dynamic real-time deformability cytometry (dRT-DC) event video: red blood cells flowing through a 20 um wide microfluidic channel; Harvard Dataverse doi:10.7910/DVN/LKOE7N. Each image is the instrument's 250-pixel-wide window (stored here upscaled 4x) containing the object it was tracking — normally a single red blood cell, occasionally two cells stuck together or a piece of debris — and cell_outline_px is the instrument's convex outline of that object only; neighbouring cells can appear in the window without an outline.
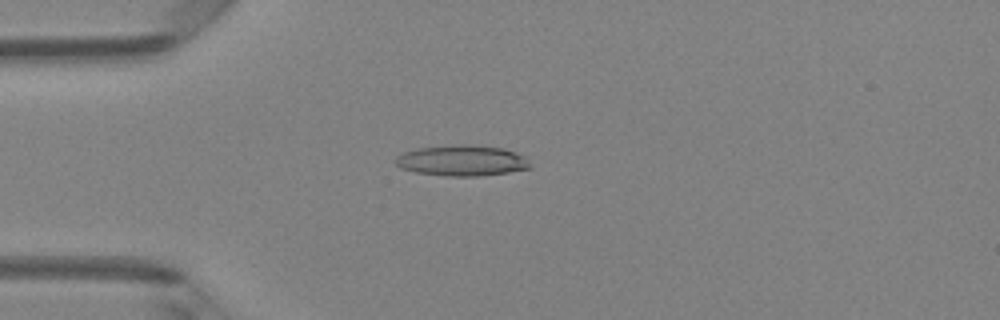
{"species": "Egyptian fruit bat (a non-hibernating species)", "species_latin": "Rousettus aegyptiacus", "temperature_condition": "room temperature", "stored_images_in_passage": 48, "camera_frame_rate_fps": 3000, "um_per_image_px": 0.085, "animal": {"sex": "female"}, "frame": {"image": 1, "passage_image": 12, "time_ms": 3.667, "image_size_px": [1000, 320], "cell_outline_px": [[532, 168], [508, 172], [480, 176], [444, 176], [416, 172], [400, 168], [396, 164], [396, 156], [404, 152], [416, 148], [456, 144], [468, 144], [504, 148], [516, 152], [524, 156], [528, 160]], "centroid_in_image_um": [39.27, 13.64], "position_along_channel_um": 45.7, "area_um2": 24.33}}
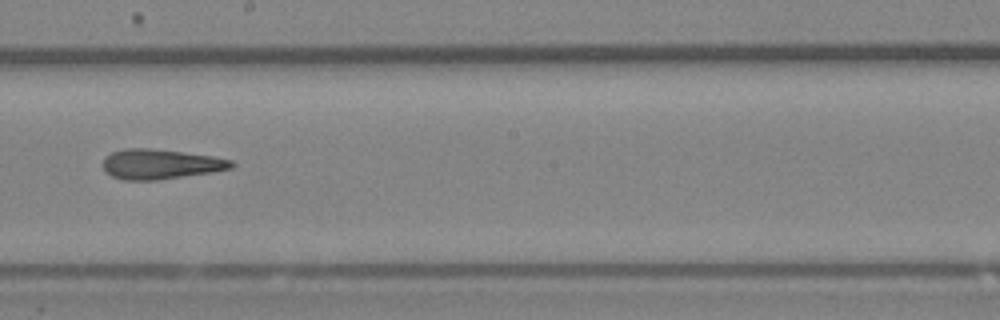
{"frame": {"image": 2, "passage_image": 27, "time_ms": 8.667, "image_size_px": [1000, 320], "cell_outline_px": [[236, 164], [232, 168], [212, 172], [156, 180], [124, 180], [112, 176], [104, 172], [104, 156], [112, 152], [124, 148], [148, 148], [212, 156], [232, 160]], "centroid_in_image_um": [13.62, 13.95], "position_along_channel_um": 234.6, "area_um2": 22.31}}
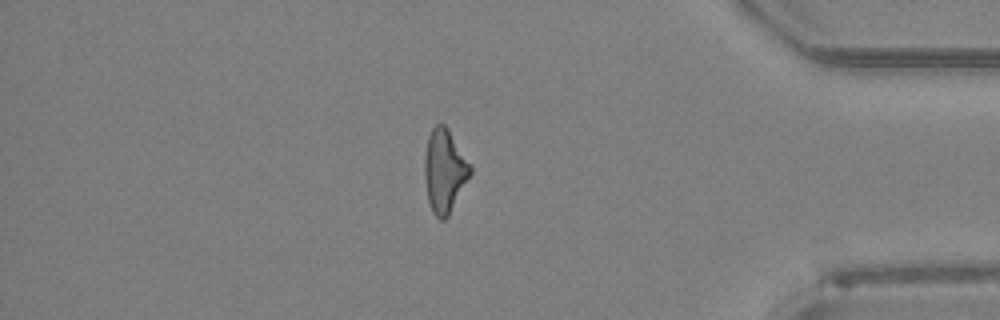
{"frame": {"image": 3, "passage_image": 41, "time_ms": 13.333, "image_size_px": [1000, 320], "cell_outline_px": [[472, 172], [448, 216], [444, 220], [440, 220], [432, 212], [428, 200], [424, 176], [424, 156], [428, 136], [432, 128], [436, 124], [444, 124], [448, 128], [472, 164]], "centroid_in_image_um": [37.79, 14.5], "position_along_channel_um": 397.4, "area_um2": 22.37}, "authors_computed_cell_mechanics": {"area_um2": 22.5998, "velocity_mm_per_s": 4.1586, "shape_relaxation_time_tau1_ms": 7.4007, "shape_relaxation_time_tau2_ms": 2.2946, "deformation_change_tau1": 0.2191, "deformation_change_tau2": 0.152}}